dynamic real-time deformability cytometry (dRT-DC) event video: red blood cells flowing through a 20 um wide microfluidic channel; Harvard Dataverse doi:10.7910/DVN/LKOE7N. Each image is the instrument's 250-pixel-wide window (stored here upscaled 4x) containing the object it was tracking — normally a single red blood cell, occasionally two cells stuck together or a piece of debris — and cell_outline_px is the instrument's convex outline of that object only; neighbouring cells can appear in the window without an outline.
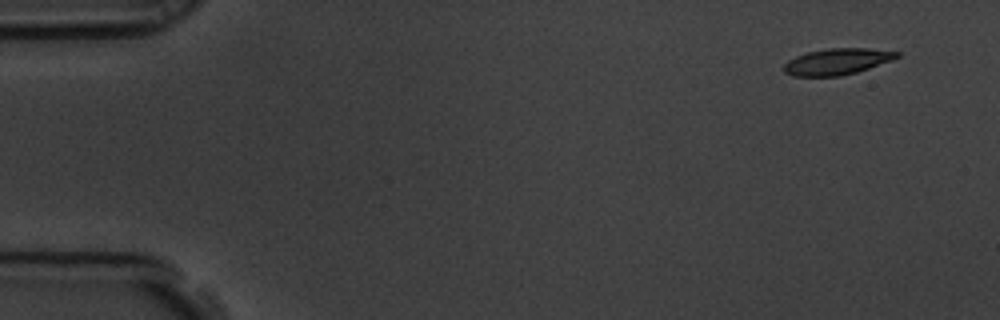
{"species": "common noctule bat (a hibernating species)", "species_latin": "Nyctalus noctula", "temperature_condition": "room temperature", "stored_images_in_passage": 4, "camera_frame_rate_fps": 3000, "um_per_image_px": 0.085, "animal": {"sex": "male", "body_mass_g": 19.5, "forearm_length_mm": 54.6}, "frame": {"image": 1, "passage_image": 1, "time_ms": 0.0, "image_size_px": [1000, 320], "cell_outline_px": [[900, 56], [892, 60], [856, 72], [840, 76], [792, 76], [784, 72], [784, 64], [788, 60], [796, 56], [808, 52], [828, 48], [868, 48], [900, 52]], "centroid_in_image_um": [71.15, 5.23], "position_along_channel_um": 13.9, "area_um2": 17.22}}